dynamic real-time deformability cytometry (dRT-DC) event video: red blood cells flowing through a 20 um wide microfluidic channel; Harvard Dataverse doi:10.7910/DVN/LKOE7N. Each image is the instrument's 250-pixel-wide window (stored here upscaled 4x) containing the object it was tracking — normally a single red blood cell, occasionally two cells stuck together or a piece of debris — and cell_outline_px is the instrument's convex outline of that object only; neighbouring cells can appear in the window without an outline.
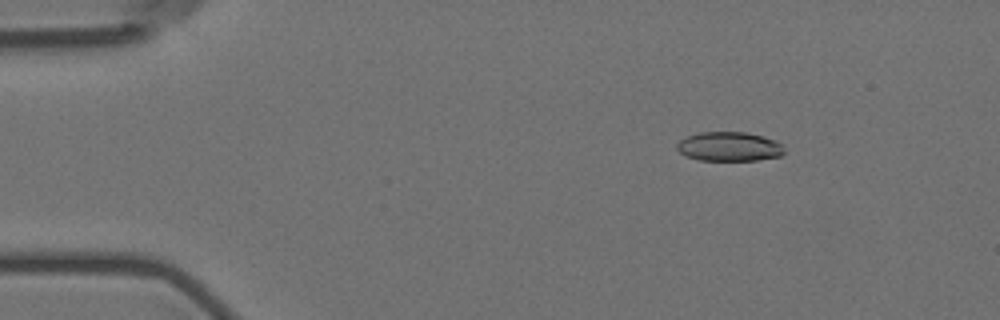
{"species": "Egyptian fruit bat (a non-hibernating species)", "species_latin": "Rousettus aegyptiacus", "temperature_condition": "room temperature", "stored_images_in_passage": 53, "camera_frame_rate_fps": 3000, "um_per_image_px": 0.085, "animal": {"sex": "female"}, "frame": {"image": 1, "passage_image": 8, "time_ms": 2.333, "image_size_px": [1000, 320], "cell_outline_px": [[784, 152], [780, 156], [756, 160], [700, 160], [688, 156], [680, 152], [676, 148], [676, 144], [680, 140], [688, 136], [700, 132], [748, 132], [764, 136], [776, 140], [784, 144]], "centroid_in_image_um": [62.03, 12.44], "position_along_channel_um": 23.0, "area_um2": 18.38}}
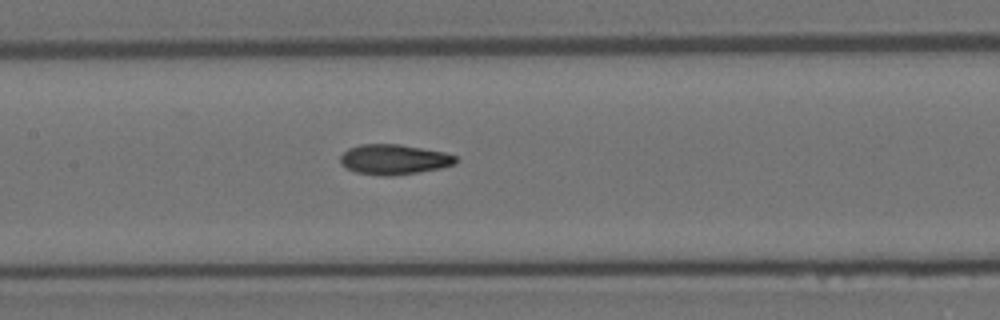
{"frame": {"image": 2, "passage_image": 27, "time_ms": 8.667, "image_size_px": [1000, 320], "cell_outline_px": [[460, 160], [456, 164], [440, 168], [392, 176], [384, 176], [356, 172], [340, 164], [340, 156], [348, 148], [360, 144], [400, 144], [444, 152], [456, 156]], "centroid_in_image_um": [33.5, 13.54], "position_along_channel_um": 173.9, "area_um2": 20.29}}
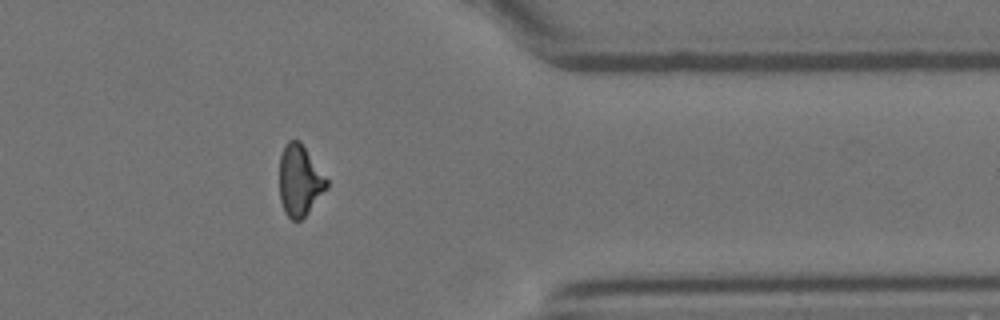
{"frame": {"image": 3, "passage_image": 46, "time_ms": 15.0, "image_size_px": [1000, 320], "cell_outline_px": [[328, 188], [308, 212], [300, 220], [292, 220], [284, 212], [280, 200], [280, 156], [288, 140], [300, 140], [328, 180]], "centroid_in_image_um": [25.48, 15.34], "position_along_channel_um": 385.9, "area_um2": 19.48}}